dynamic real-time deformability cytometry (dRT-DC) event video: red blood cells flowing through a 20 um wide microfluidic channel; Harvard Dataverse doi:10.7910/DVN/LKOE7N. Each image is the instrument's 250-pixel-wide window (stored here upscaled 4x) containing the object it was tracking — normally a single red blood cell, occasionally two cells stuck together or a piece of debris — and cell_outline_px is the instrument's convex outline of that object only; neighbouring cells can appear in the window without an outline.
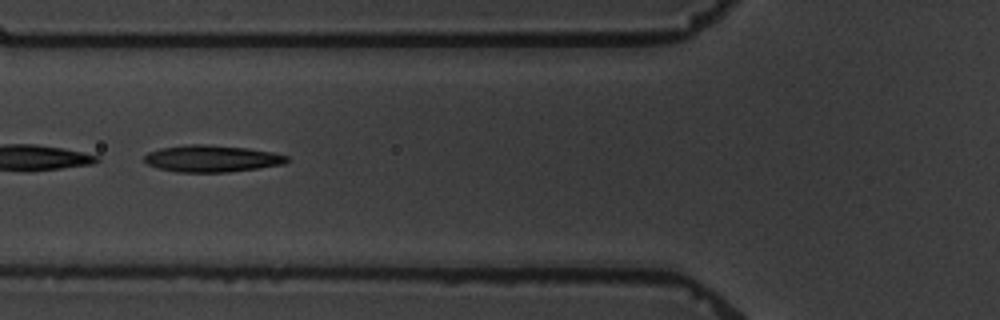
{"species": "common noctule bat (a hibernating species)", "species_latin": "Nyctalus noctula", "temperature_condition": "warm", "stored_images_in_passage": 6, "camera_frame_rate_fps": 3000, "um_per_image_px": 0.085, "animal": {"sex": "male", "body_mass_g": 19.5, "forearm_length_mm": 54.6}, "frame": {"image": 1, "passage_image": 6, "time_ms": 5.667, "image_size_px": [1000, 320], "cell_outline_px": [[288, 160], [284, 164], [228, 172], [176, 172], [156, 168], [148, 164], [144, 160], [144, 156], [148, 152], [160, 148], [188, 144], [208, 144], [248, 148], [272, 152], [288, 156]], "centroid_in_image_um": [17.97, 13.47], "position_along_channel_um": 107.8, "area_um2": 22.31}}